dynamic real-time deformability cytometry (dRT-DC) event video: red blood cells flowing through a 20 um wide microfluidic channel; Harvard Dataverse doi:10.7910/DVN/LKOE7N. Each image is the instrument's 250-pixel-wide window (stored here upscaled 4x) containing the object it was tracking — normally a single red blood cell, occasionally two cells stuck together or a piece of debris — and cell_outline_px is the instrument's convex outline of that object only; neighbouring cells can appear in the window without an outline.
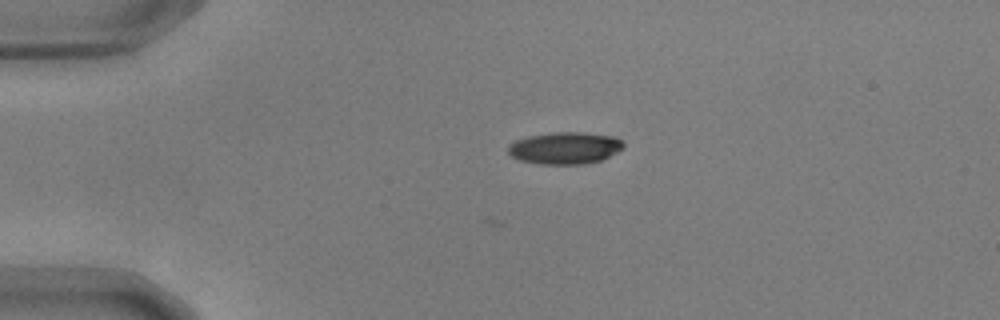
{"species": "common noctule bat (a hibernating species)", "species_latin": "Nyctalus noctula", "temperature_condition": "warm", "stored_images_in_passage": 7, "camera_frame_rate_fps": 3000, "um_per_image_px": 0.085, "animal": {"sex": "male", "body_mass_g": 17.9, "forearm_length_mm": 54.2}, "frame": {"image": 1, "passage_image": 7, "time_ms": 2.0, "image_size_px": [1000, 320], "cell_outline_px": [[624, 148], [600, 160], [584, 164], [540, 164], [520, 160], [512, 156], [508, 152], [508, 144], [516, 140], [528, 136], [552, 132], [584, 132], [616, 136], [624, 144]], "centroid_in_image_um": [48.02, 12.57], "position_along_channel_um": 37.0, "area_um2": 21.56}}